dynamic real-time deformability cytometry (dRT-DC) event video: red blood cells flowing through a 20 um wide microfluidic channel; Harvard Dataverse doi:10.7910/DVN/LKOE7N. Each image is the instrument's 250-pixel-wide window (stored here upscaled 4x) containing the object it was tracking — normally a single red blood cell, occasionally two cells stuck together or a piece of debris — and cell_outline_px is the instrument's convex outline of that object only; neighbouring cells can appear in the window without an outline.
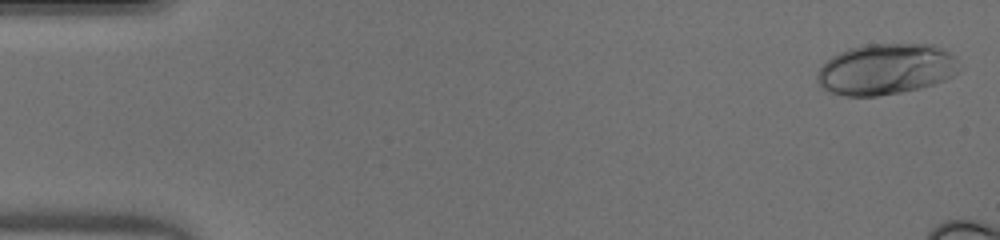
{"species": "human", "species_latin": "Homo sapiens", "temperature_condition": "warm", "stored_images_in_passage": 13, "camera_frame_rate_fps": 3000, "um_per_image_px": 0.085, "donor": {"sex": "male"}, "frame": {"image": 1, "passage_image": 1, "time_ms": 0.0, "image_size_px": [1000, 240], "cell_outline_px": [[960, 72], [944, 80], [920, 88], [900, 92], [876, 96], [844, 96], [828, 92], [820, 88], [816, 80], [816, 72], [832, 56], [848, 48], [868, 44], [932, 44], [948, 52], [956, 60]], "centroid_in_image_um": [75.25, 5.89], "position_along_channel_um": 9.8, "area_um2": 42.25}}